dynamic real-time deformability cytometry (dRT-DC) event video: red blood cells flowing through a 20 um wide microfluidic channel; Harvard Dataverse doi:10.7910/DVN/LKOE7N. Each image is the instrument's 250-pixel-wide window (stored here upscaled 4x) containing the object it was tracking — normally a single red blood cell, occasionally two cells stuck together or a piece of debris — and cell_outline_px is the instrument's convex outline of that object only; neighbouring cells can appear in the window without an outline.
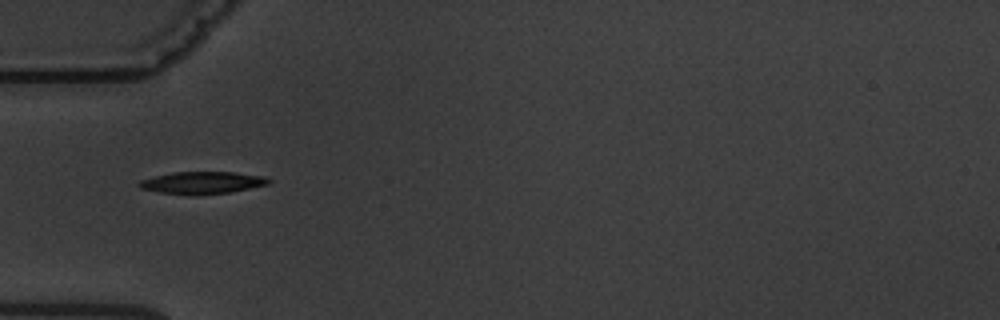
{"species": "common noctule bat (a hibernating species)", "species_latin": "Nyctalus noctula", "temperature_condition": "warm", "stored_images_in_passage": 10, "camera_frame_rate_fps": 3000, "um_per_image_px": 0.085, "animal": {"sex": "male", "body_mass_g": 19.5, "forearm_length_mm": 54.6}, "frame": {"image": 1, "passage_image": 1, "time_ms": 0.0, "image_size_px": [1000, 320], "cell_outline_px": [[272, 180], [268, 184], [228, 192], [192, 196], [160, 192], [140, 188], [136, 184], [140, 180], [172, 172], [232, 172], [264, 176]], "centroid_in_image_um": [17.15, 15.53], "position_along_channel_um": 67.8, "area_um2": 16.7}}
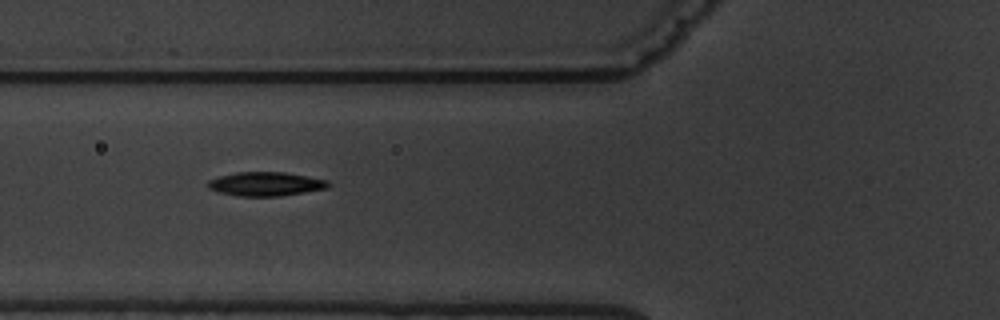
{"frame": {"image": 2, "passage_image": 2, "time_ms": 1.0, "image_size_px": [1000, 320], "cell_outline_px": [[332, 184], [328, 188], [280, 196], [236, 196], [220, 192], [208, 188], [208, 180], [220, 176], [236, 172], [284, 172], [308, 176], [328, 180]], "centroid_in_image_um": [22.61, 15.63], "position_along_channel_um": 103.2, "area_um2": 16.82}}
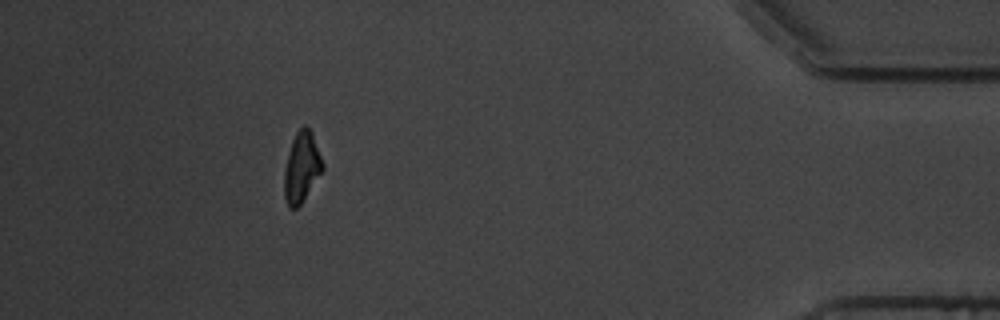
{"frame": {"image": 3, "passage_image": 10, "time_ms": 11.0, "image_size_px": [1000, 320], "cell_outline_px": [[324, 168], [300, 204], [296, 208], [288, 208], [284, 196], [284, 172], [288, 152], [292, 140], [296, 132], [304, 124], [312, 132], [324, 164]], "centroid_in_image_um": [25.63, 14.2], "position_along_channel_um": 409.6, "area_um2": 15.61}, "authors_computed_cell_mechanics": {"area_um2": 16.6175, "velocity_mm_per_s": 3.5888, "shape_relaxation_time_tau1_ms": 2.5471, "shape_relaxation_time_tau2_ms": 3.96, "deformation_change_tau1": 0.107, "deformation_change_tau2": 0.0842}}